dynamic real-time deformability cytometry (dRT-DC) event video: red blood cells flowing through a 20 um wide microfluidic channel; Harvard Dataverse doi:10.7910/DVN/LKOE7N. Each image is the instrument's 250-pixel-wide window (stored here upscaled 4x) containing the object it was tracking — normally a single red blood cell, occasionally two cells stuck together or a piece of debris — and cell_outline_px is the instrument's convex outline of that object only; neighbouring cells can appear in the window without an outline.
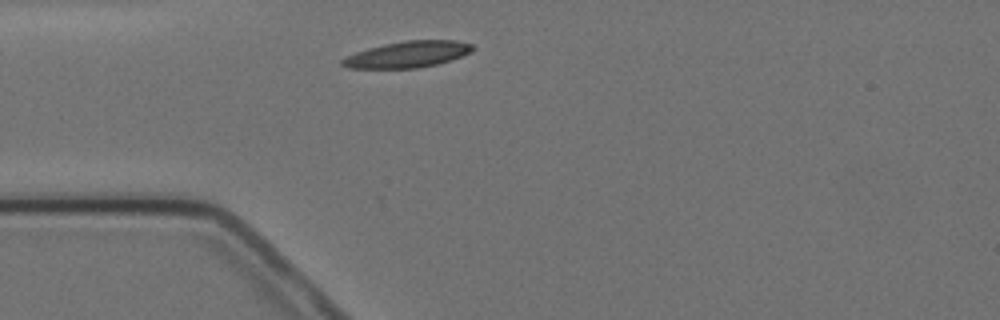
{"species": "Egyptian fruit bat (a non-hibernating species)", "species_latin": "Rousettus aegyptiacus", "temperature_condition": "cold", "stored_images_in_passage": 2, "camera_frame_rate_fps": 3000, "um_per_image_px": 0.085, "animal": {"sex": "female"}, "frame": {"image": 1, "passage_image": 1, "time_ms": 0.0, "image_size_px": [1000, 320], "cell_outline_px": [[476, 48], [472, 52], [452, 60], [436, 64], [416, 68], [348, 68], [340, 64], [340, 60], [356, 52], [368, 48], [384, 44], [404, 40], [456, 40], [472, 44]], "centroid_in_image_um": [34.68, 4.61], "position_along_channel_um": 50.3, "area_um2": 20.06}}